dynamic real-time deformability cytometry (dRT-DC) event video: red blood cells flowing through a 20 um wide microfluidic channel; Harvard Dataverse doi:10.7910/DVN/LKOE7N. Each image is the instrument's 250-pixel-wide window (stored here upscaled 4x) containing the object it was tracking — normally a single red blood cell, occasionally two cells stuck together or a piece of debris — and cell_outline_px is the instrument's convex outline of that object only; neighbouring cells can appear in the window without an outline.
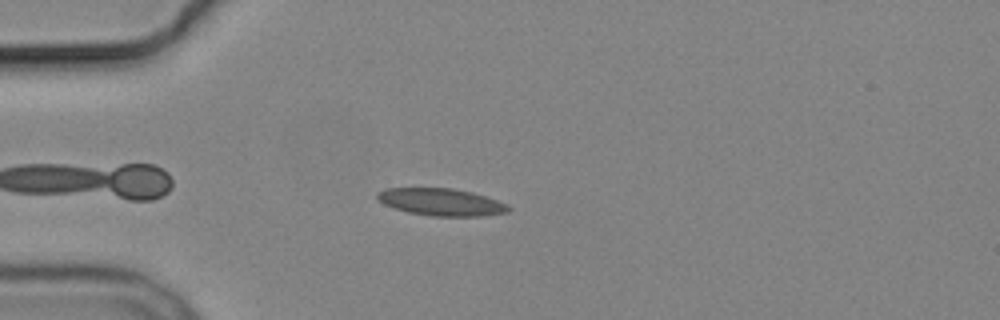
{"species": "common noctule bat (a hibernating species)", "species_latin": "Nyctalus noctula", "temperature_condition": "cold", "stored_images_in_passage": 8, "camera_frame_rate_fps": 3000, "um_per_image_px": 0.085, "animal": {"sex": "male", "body_mass_g": 19.2, "forearm_length_mm": 51.8}, "frame": {"image": 1, "passage_image": 3, "time_ms": 3.333, "image_size_px": [1000, 320], "cell_outline_px": [[512, 208], [508, 212], [480, 216], [432, 216], [408, 212], [384, 204], [376, 200], [376, 192], [384, 188], [452, 188], [472, 192], [508, 204]], "centroid_in_image_um": [37.48, 17.17], "position_along_channel_um": 47.5, "area_um2": 20.87}}
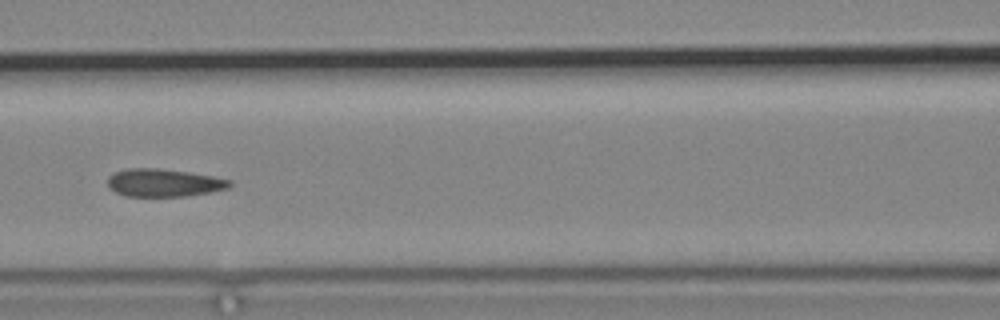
{"frame": {"image": 2, "passage_image": 6, "time_ms": 6.667, "image_size_px": [1000, 320], "cell_outline_px": [[232, 184], [228, 188], [188, 196], [128, 196], [116, 192], [108, 188], [108, 176], [112, 172], [128, 168], [160, 168], [188, 172], [212, 176], [232, 180]], "centroid_in_image_um": [13.89, 15.52], "position_along_channel_um": 152.7, "area_um2": 19.83}}
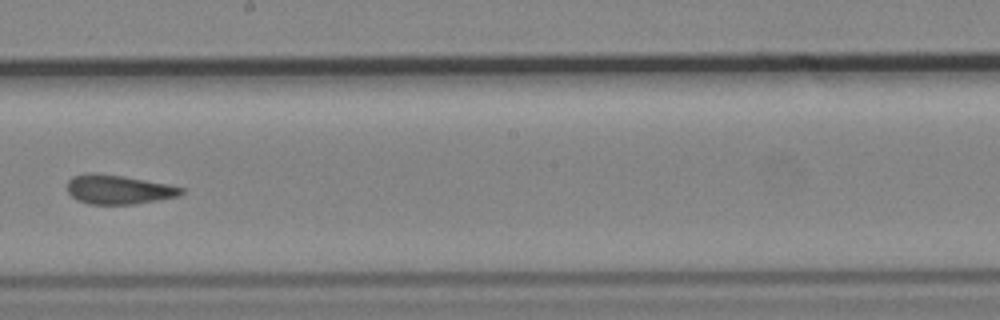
{"frame": {"image": 3, "passage_image": 8, "time_ms": 9.0, "image_size_px": [1000, 320], "cell_outline_px": [[184, 192], [180, 196], [136, 204], [88, 204], [76, 200], [68, 192], [68, 180], [72, 176], [84, 172], [96, 172], [124, 176], [168, 184], [184, 188]], "centroid_in_image_um": [10.06, 16.1], "position_along_channel_um": 238.1, "area_um2": 19.71}}